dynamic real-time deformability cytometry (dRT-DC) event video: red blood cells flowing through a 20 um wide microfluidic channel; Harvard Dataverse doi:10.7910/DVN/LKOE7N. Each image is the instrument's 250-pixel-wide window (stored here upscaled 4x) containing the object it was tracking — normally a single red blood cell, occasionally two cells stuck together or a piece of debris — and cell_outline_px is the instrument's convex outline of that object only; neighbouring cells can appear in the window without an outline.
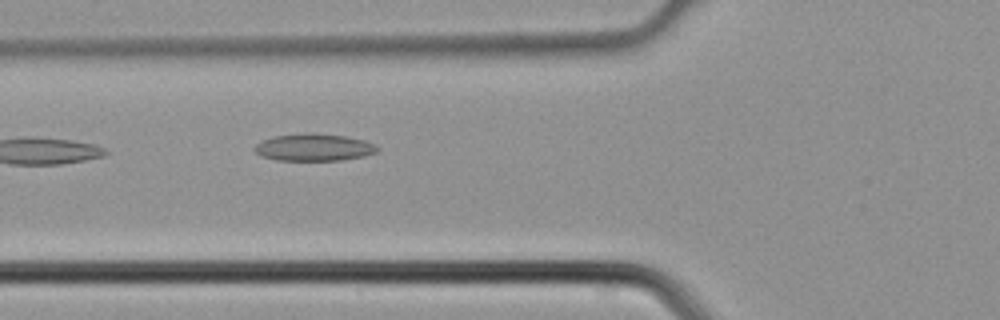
{"species": "common noctule bat (a hibernating species)", "species_latin": "Nyctalus noctula", "temperature_condition": "cold", "stored_images_in_passage": 2, "camera_frame_rate_fps": 3000, "um_per_image_px": 0.085, "animal": {"sex": "male", "body_mass_g": 21.5, "forearm_length_mm": 52.0}, "frame": {"image": 1, "passage_image": 2, "time_ms": 0.333, "image_size_px": [1000, 320], "cell_outline_px": [[380, 148], [376, 152], [364, 156], [340, 160], [276, 160], [260, 156], [252, 148], [256, 144], [264, 140], [276, 136], [304, 132], [312, 132], [348, 136], [364, 140], [376, 144]], "centroid_in_image_um": [26.7, 12.51], "position_along_channel_um": 99.1, "area_um2": 19.65}}